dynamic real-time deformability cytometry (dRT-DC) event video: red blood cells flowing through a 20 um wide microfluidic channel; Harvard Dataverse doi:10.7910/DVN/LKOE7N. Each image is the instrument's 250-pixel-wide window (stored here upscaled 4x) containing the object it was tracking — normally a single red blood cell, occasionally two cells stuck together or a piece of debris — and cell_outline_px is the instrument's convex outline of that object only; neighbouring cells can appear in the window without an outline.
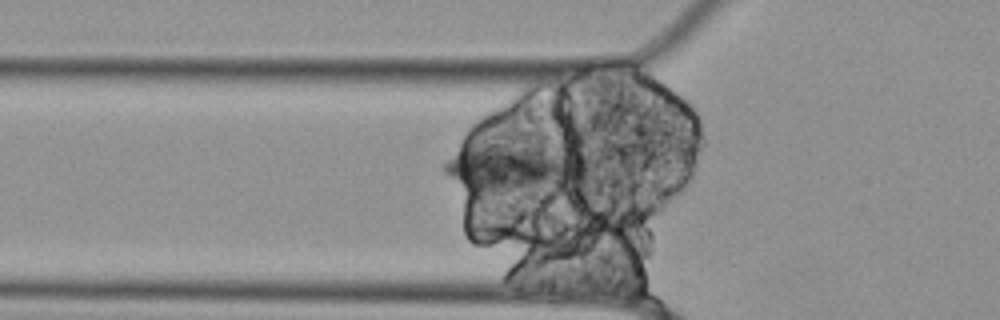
{"species": "Egyptian fruit bat (a non-hibernating species)", "species_latin": "Rousettus aegyptiacus", "temperature_condition": "cold", "stored_images_in_passage": 41, "segment_of_instrument_passage": [1, 2], "camera_frame_rate_fps": 3000, "um_per_image_px": 0.085, "animal": {"sex": "female"}, "frame": {"image": 1, "passage_image": 10, "time_ms": 3.0, "image_size_px": [1000, 320], "cell_outline_px": [[584, 172], [536, 192], [468, 192], [448, 176], [444, 172], [444, 164], [460, 144], [464, 140], [580, 152], [584, 160]], "centroid_in_image_um": [43.38, 14.21], "position_along_channel_um": 82.4, "area_um2": 40.29}}